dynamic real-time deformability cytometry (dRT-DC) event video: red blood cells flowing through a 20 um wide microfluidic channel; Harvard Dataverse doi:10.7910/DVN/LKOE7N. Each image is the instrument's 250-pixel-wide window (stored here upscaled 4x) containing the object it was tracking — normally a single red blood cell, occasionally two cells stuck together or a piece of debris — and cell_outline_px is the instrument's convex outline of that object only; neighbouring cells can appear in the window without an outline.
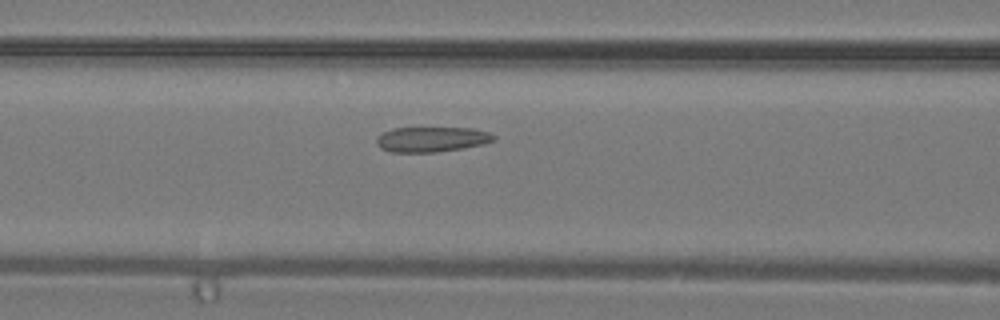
{"species": "common noctule bat (a hibernating species)", "species_latin": "Nyctalus noctula", "temperature_condition": "warm", "stored_images_in_passage": 33, "camera_frame_rate_fps": 3000, "um_per_image_px": 0.085, "animal": {"sex": "male", "body_mass_g": 19.2, "forearm_length_mm": 51.8}, "frame": {"image": 1, "passage_image": 14, "time_ms": 4.333, "image_size_px": [1000, 320], "cell_outline_px": [[496, 140], [484, 144], [464, 148], [436, 152], [392, 152], [380, 148], [376, 144], [376, 140], [384, 132], [392, 128], [472, 128], [488, 132], [496, 136]], "centroid_in_image_um": [36.72, 11.85], "position_along_channel_um": 129.9, "area_um2": 17.17}}
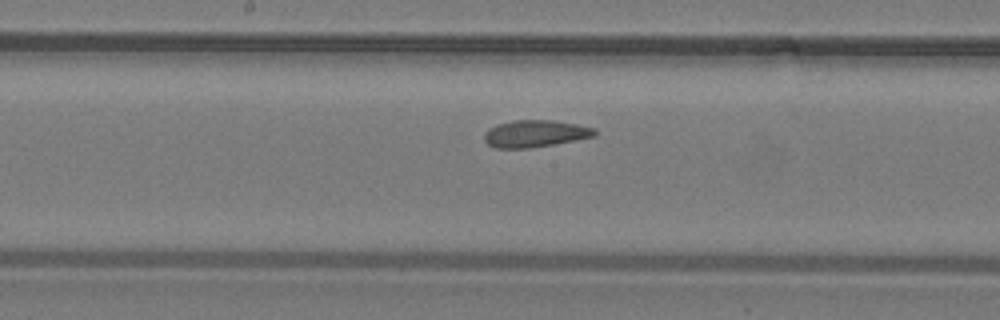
{"frame": {"image": 2, "passage_image": 18, "time_ms": 5.667, "image_size_px": [1000, 320], "cell_outline_px": [[596, 136], [576, 140], [528, 148], [496, 148], [488, 144], [484, 140], [484, 132], [488, 128], [496, 124], [512, 120], [552, 120], [576, 124], [596, 128]], "centroid_in_image_um": [45.47, 11.35], "position_along_channel_um": 202.7, "area_um2": 17.46}}
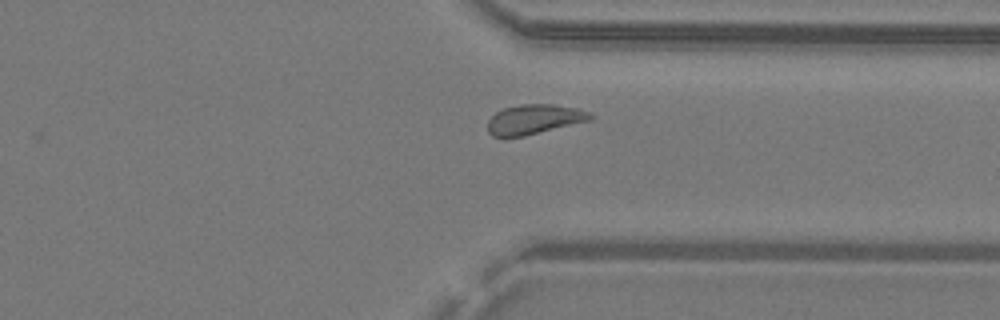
{"frame": {"image": 3, "passage_image": 27, "time_ms": 8.667, "image_size_px": [1000, 320], "cell_outline_px": [[592, 120], [524, 136], [492, 136], [488, 132], [488, 120], [496, 112], [504, 108], [520, 104], [552, 104], [576, 108], [588, 112], [592, 116]], "centroid_in_image_um": [45.4, 10.14], "position_along_channel_um": 366.0, "area_um2": 17.63}}